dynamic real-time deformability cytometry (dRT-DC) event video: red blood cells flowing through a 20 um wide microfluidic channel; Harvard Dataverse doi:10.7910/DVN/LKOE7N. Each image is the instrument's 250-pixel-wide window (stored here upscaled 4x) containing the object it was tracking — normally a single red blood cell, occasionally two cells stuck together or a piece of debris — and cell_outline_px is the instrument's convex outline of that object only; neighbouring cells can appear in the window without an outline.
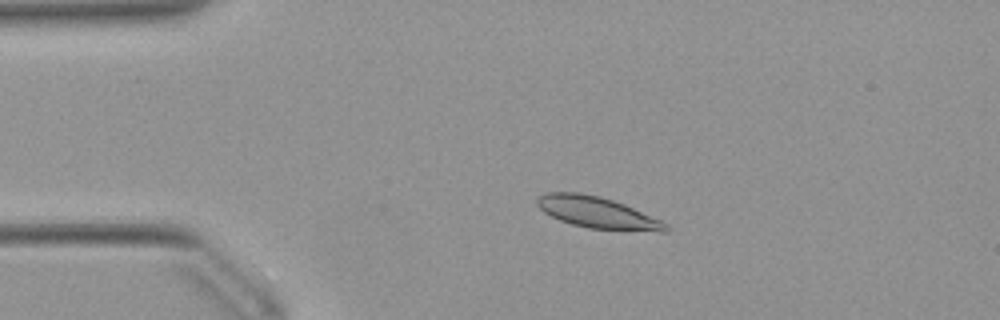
{"species": "Egyptian fruit bat (a non-hibernating species)", "species_latin": "Rousettus aegyptiacus", "temperature_condition": "warm", "stored_images_in_passage": 18, "camera_frame_rate_fps": 3000, "um_per_image_px": 0.085, "animal": {"sex": "female"}, "frame": {"image": 1, "passage_image": 10, "time_ms": 3.0, "image_size_px": [1000, 320], "cell_outline_px": [[672, 228], [668, 232], [660, 232], [588, 228], [572, 224], [560, 220], [544, 212], [536, 204], [536, 200], [544, 192], [580, 192], [600, 196], [624, 204], [660, 220], [668, 224]], "centroid_in_image_um": [50.8, 18.07], "position_along_channel_um": 34.2, "area_um2": 23.58}}
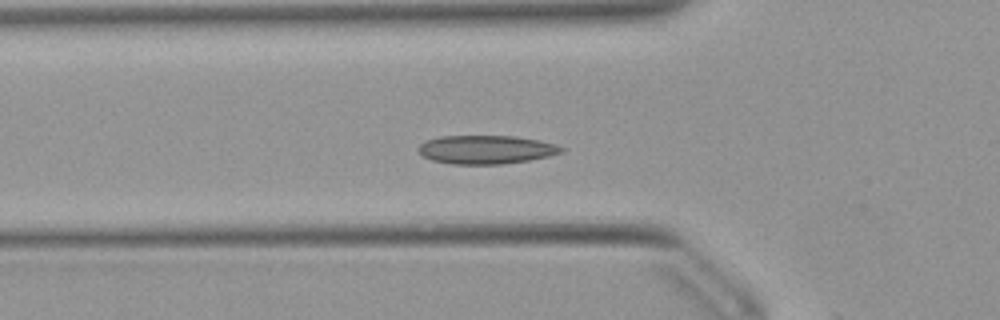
{"frame": {"image": 2, "passage_image": 17, "time_ms": 5.333, "image_size_px": [1000, 320], "cell_outline_px": [[564, 152], [548, 156], [528, 160], [500, 164], [452, 164], [432, 160], [424, 156], [416, 148], [420, 144], [428, 140], [440, 136], [516, 136], [540, 140], [556, 144], [564, 148]], "centroid_in_image_um": [41.34, 12.71], "position_along_channel_um": 84.5, "area_um2": 23.76}}